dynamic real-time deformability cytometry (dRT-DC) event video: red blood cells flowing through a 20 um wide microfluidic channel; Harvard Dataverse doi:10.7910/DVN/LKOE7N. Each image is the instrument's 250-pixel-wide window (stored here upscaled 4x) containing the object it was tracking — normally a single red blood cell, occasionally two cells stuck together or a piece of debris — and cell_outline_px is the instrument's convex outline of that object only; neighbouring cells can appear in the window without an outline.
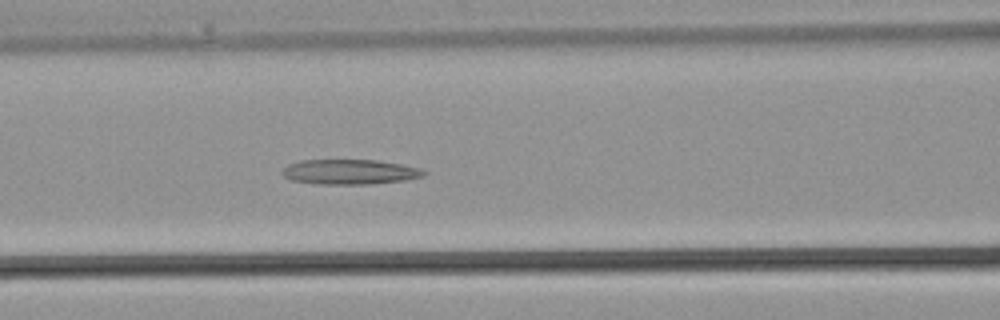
{"species": "common noctule bat (a hibernating species)", "species_latin": "Nyctalus noctula", "temperature_condition": "warm", "stored_images_in_passage": 35, "camera_frame_rate_fps": 3000, "um_per_image_px": 0.085, "animal": {"sex": "male", "body_mass_g": 21.5, "forearm_length_mm": 52.0}, "frame": {"image": 1, "passage_image": 14, "time_ms": 4.333, "image_size_px": [1000, 320], "cell_outline_px": [[428, 172], [424, 176], [404, 180], [368, 184], [320, 184], [292, 180], [284, 176], [280, 172], [288, 164], [300, 160], [376, 160], [400, 164], [420, 168]], "centroid_in_image_um": [29.72, 14.6], "position_along_channel_um": 136.9, "area_um2": 20.52}}
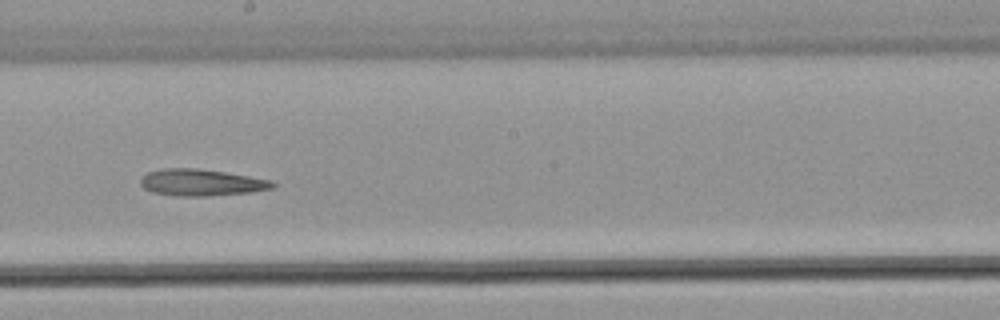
{"frame": {"image": 2, "passage_image": 19, "time_ms": 6.0, "image_size_px": [1000, 320], "cell_outline_px": [[276, 184], [272, 188], [248, 192], [208, 196], [180, 196], [152, 192], [144, 188], [140, 184], [140, 176], [148, 172], [160, 168], [196, 168], [224, 172], [272, 180]], "centroid_in_image_um": [17.05, 15.5], "position_along_channel_um": 231.1, "area_um2": 20.46}}
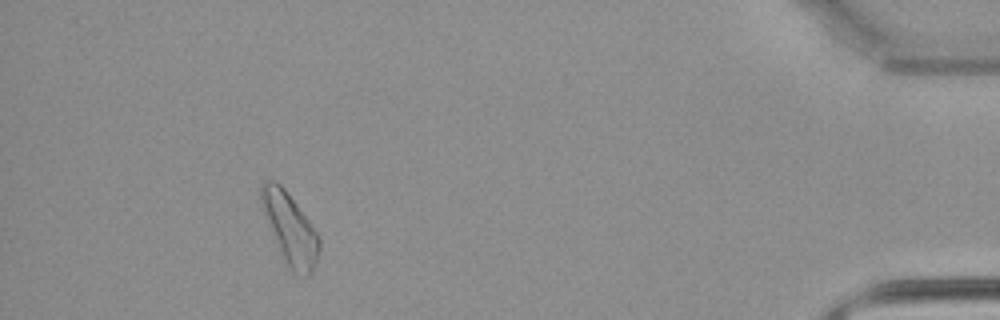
{"frame": {"image": 3, "passage_image": 32, "time_ms": 10.333, "image_size_px": [1000, 320], "cell_outline_px": [[320, 248], [316, 260], [308, 276], [292, 272], [288, 268], [284, 260], [260, 200], [260, 184], [264, 180], [276, 180], [284, 188], [308, 220], [316, 232], [320, 240]], "centroid_in_image_um": [24.65, 19.4], "position_along_channel_um": 410.6, "area_um2": 23.06}}